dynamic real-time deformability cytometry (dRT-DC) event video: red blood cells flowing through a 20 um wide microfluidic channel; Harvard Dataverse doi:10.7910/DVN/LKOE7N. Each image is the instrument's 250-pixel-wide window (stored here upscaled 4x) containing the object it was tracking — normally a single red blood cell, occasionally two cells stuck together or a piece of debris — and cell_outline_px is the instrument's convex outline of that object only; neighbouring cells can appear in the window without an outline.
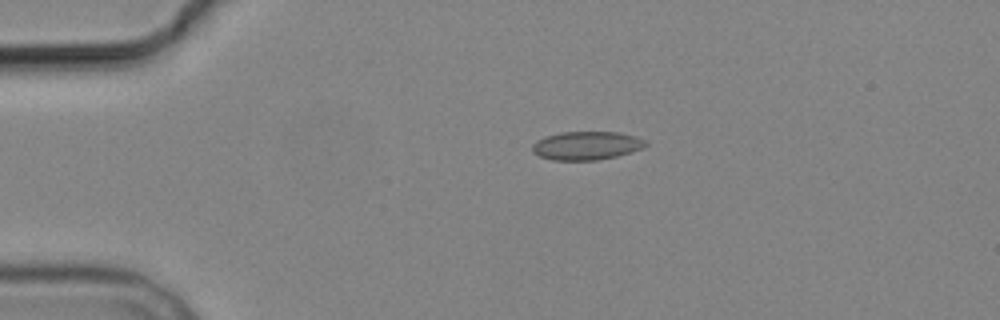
{"species": "common noctule bat (a hibernating species)", "species_latin": "Nyctalus noctula", "temperature_condition": "cold", "stored_images_in_passage": 6, "camera_frame_rate_fps": 3000, "um_per_image_px": 0.085, "animal": {"sex": "male", "body_mass_g": 19.2, "forearm_length_mm": 51.8}, "frame": {"image": 1, "passage_image": 3, "time_ms": 3.333, "image_size_px": [1000, 320], "cell_outline_px": [[648, 144], [644, 148], [616, 156], [596, 160], [552, 160], [540, 156], [532, 152], [532, 144], [536, 140], [544, 136], [560, 132], [616, 132], [636, 136], [648, 140]], "centroid_in_image_um": [49.86, 12.37], "position_along_channel_um": 35.1, "area_um2": 18.96}}
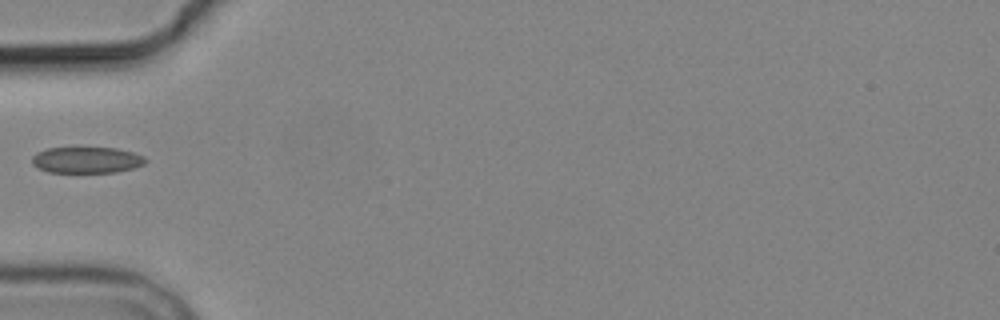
{"frame": {"image": 2, "passage_image": 5, "time_ms": 5.667, "image_size_px": [1000, 320], "cell_outline_px": [[148, 160], [144, 164], [132, 168], [116, 172], [48, 172], [32, 164], [32, 156], [36, 152], [48, 148], [116, 148], [132, 152], [144, 156]], "centroid_in_image_um": [7.37, 13.6], "position_along_channel_um": 77.6, "area_um2": 17.22}}
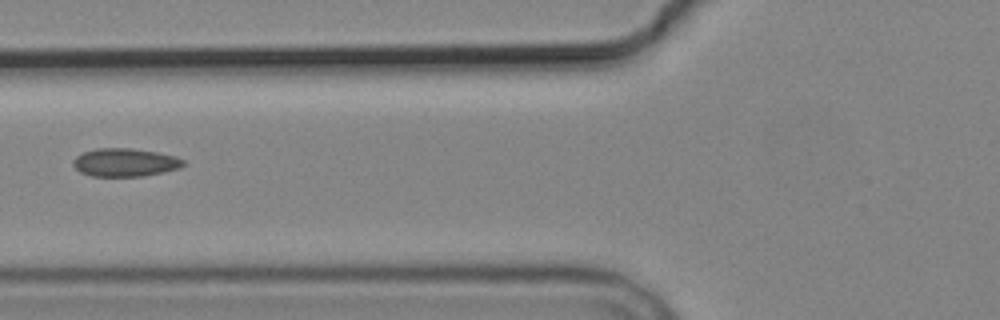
{"frame": {"image": 3, "passage_image": 6, "time_ms": 6.667, "image_size_px": [1000, 320], "cell_outline_px": [[184, 164], [180, 168], [164, 172], [144, 176], [92, 176], [80, 172], [72, 164], [72, 160], [76, 156], [84, 152], [96, 148], [132, 148], [156, 152], [176, 156], [184, 160]], "centroid_in_image_um": [10.62, 13.8], "position_along_channel_um": 115.2, "area_um2": 18.15}}